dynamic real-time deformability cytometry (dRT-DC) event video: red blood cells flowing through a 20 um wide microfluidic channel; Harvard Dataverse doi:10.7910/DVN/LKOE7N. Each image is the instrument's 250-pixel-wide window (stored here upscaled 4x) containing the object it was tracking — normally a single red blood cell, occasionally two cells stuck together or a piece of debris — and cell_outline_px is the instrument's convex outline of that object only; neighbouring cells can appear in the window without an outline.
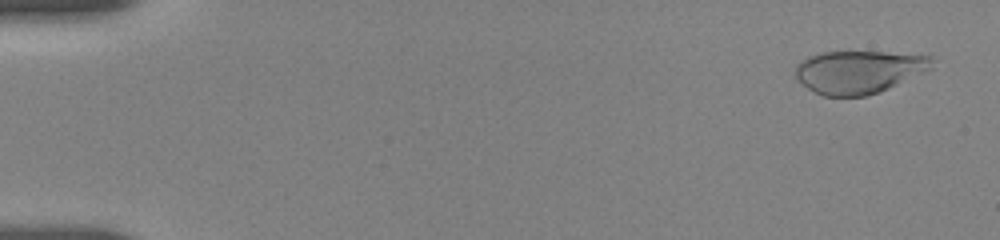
{"species": "human", "species_latin": "Homo sapiens", "temperature_condition": "room temperature", "stored_images_in_passage": 35, "camera_frame_rate_fps": 3000, "um_per_image_px": 0.085, "donor": {"sex": "female"}, "frame": {"image": 1, "passage_image": 2, "time_ms": 0.667, "image_size_px": [1000, 240], "cell_outline_px": [[932, 68], [880, 92], [868, 96], [824, 96], [808, 88], [796, 76], [796, 64], [808, 56], [820, 52], [884, 52], [932, 56]], "centroid_in_image_um": [72.99, 6.1], "position_along_channel_um": 12.0, "area_um2": 33.81}}
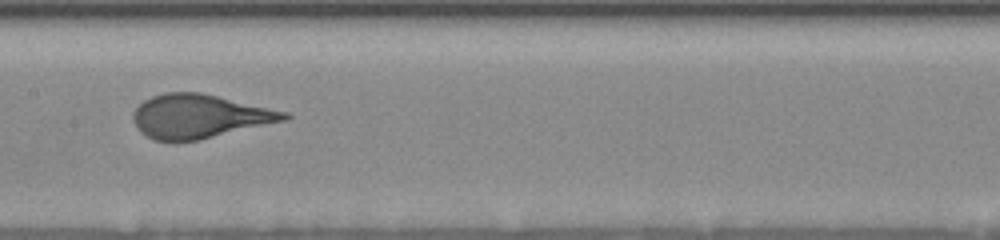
{"frame": {"image": 2, "passage_image": 22, "time_ms": 9.333, "image_size_px": [1000, 240], "cell_outline_px": [[292, 116], [284, 120], [196, 140], [176, 144], [152, 140], [132, 120], [132, 112], [144, 100], [152, 96], [164, 92], [200, 92], [288, 112]], "centroid_in_image_um": [16.89, 9.89], "position_along_channel_um": 190.5, "area_um2": 38.32}}
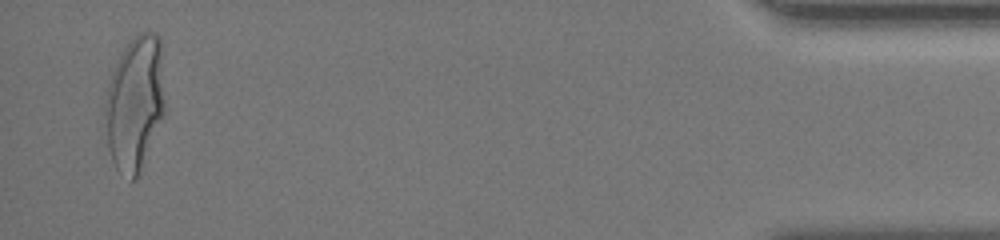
{"frame": {"image": 3, "passage_image": 35, "time_ms": 17.667, "image_size_px": [1000, 240], "cell_outline_px": [[164, 112], [140, 176], [132, 180], [116, 168], [112, 160], [108, 148], [104, 104], [108, 84], [112, 72], [120, 56], [128, 44], [140, 32], [156, 32], [160, 36], [164, 108]], "centroid_in_image_um": [11.46, 8.81], "position_along_channel_um": 423.7, "area_um2": 46.59}, "authors_computed_cell_mechanics": {"area_um2": 38.3214, "velocity_mm_per_s": 3.671, "shape_relaxation_time_tau1_ms": 4.2547, "shape_relaxation_time_tau2_ms": null, "deformation_change_tau1": 0.2127, "deformation_change_tau2": null}}